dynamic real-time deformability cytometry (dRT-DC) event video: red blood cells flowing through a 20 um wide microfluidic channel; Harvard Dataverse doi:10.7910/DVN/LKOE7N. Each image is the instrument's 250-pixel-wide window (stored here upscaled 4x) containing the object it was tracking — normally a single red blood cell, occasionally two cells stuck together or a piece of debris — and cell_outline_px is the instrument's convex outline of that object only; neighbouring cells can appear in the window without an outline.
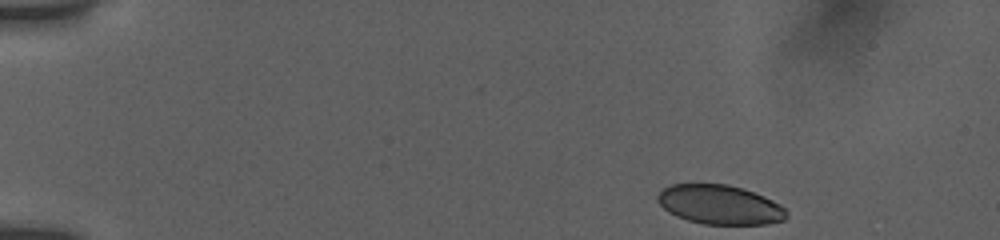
{"species": "human", "species_latin": "Homo sapiens", "temperature_condition": "room temperature", "stored_images_in_passage": 9, "camera_frame_rate_fps": 3000, "um_per_image_px": 0.085, "donor": {"sex": "female"}, "frame": {"image": 1, "passage_image": 1, "time_ms": 0.0, "image_size_px": [1000, 240], "cell_outline_px": [[788, 216], [784, 220], [768, 224], [704, 224], [688, 220], [676, 216], [668, 212], [656, 200], [656, 196], [664, 188], [672, 184], [728, 184], [764, 196], [780, 204], [788, 212]], "centroid_in_image_um": [61.18, 17.4], "position_along_channel_um": 23.8, "area_um2": 29.48}}
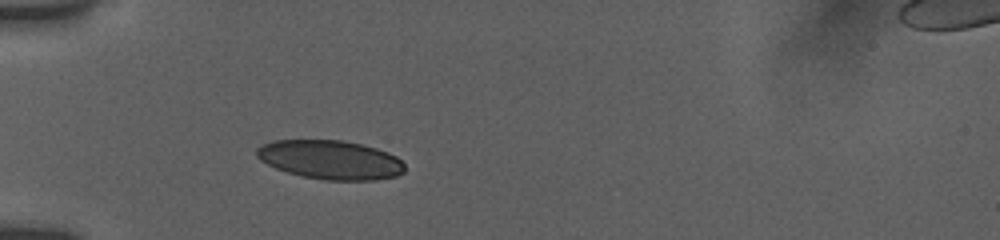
{"frame": {"image": 2, "passage_image": 6, "time_ms": 3.333, "image_size_px": [1000, 240], "cell_outline_px": [[404, 172], [396, 176], [376, 180], [328, 180], [300, 176], [276, 168], [260, 160], [256, 156], [256, 148], [272, 140], [344, 140], [376, 148], [388, 152], [396, 156], [404, 164]], "centroid_in_image_um": [28.08, 13.58], "position_along_channel_um": 56.9, "area_um2": 33.64}}
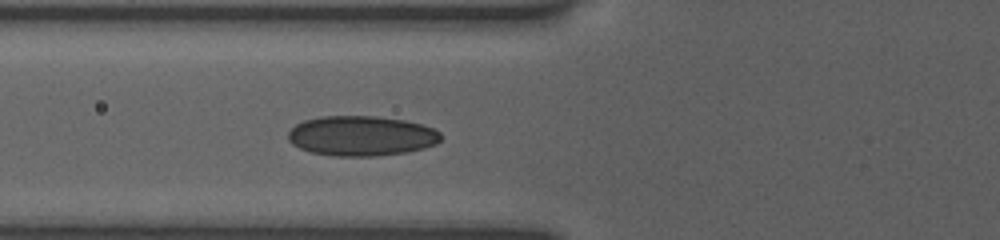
{"frame": {"image": 3, "passage_image": 9, "time_ms": 4.667, "image_size_px": [1000, 240], "cell_outline_px": [[440, 140], [436, 144], [424, 148], [404, 152], [372, 156], [332, 156], [312, 152], [300, 148], [292, 144], [288, 140], [288, 132], [296, 124], [304, 120], [320, 116], [376, 116], [404, 120], [420, 124], [432, 128], [440, 132]], "centroid_in_image_um": [30.69, 11.54], "position_along_channel_um": 95.1, "area_um2": 35.49}}